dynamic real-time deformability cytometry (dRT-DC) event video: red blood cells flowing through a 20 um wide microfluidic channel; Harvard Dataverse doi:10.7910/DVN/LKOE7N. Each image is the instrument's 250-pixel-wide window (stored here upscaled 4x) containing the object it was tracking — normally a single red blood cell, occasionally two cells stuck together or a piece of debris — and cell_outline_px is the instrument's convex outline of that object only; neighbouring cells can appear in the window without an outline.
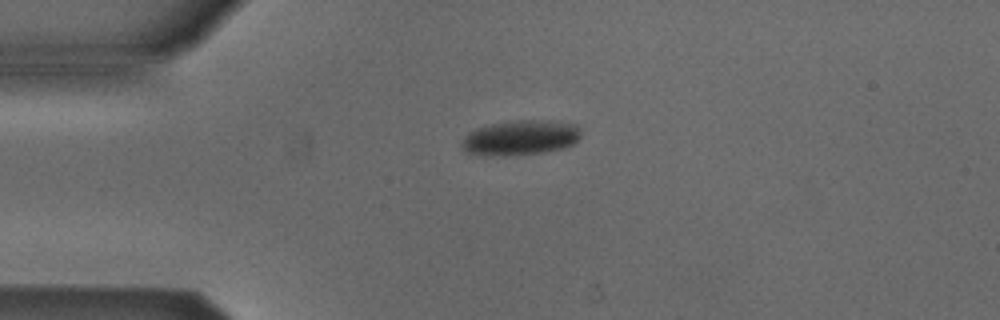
{"species": "Egyptian fruit bat (a non-hibernating species)", "species_latin": "Rousettus aegyptiacus", "temperature_condition": "cold", "stored_images_in_passage": 5, "camera_frame_rate_fps": 3000, "um_per_image_px": 0.085, "animal": {"sex": "male"}, "frame": {"image": 1, "passage_image": 1, "time_ms": 0.0, "image_size_px": [1000, 320], "cell_outline_px": [[580, 136], [572, 144], [564, 148], [540, 152], [504, 156], [468, 152], [460, 144], [464, 136], [468, 132], [476, 128], [492, 124], [516, 120], [540, 120], [576, 124], [580, 132]], "centroid_in_image_um": [44.23, 11.69], "position_along_channel_um": 40.8, "area_um2": 23.81}}
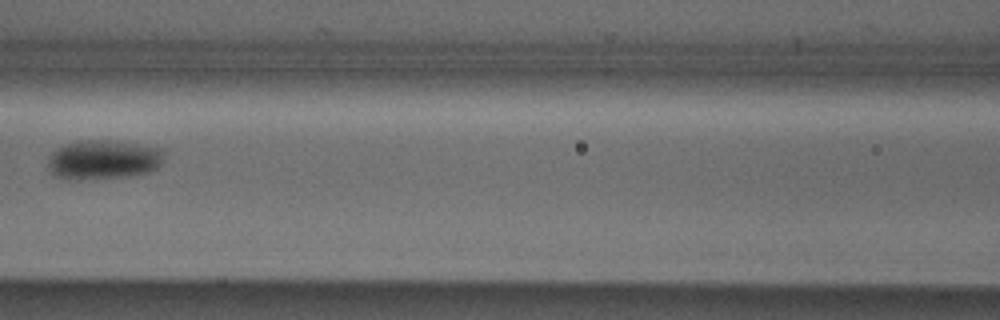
{"frame": {"image": 2, "passage_image": 4, "time_ms": 1.0, "image_size_px": [1000, 320], "cell_outline_px": [[164, 152], [160, 164], [156, 168], [148, 172], [128, 176], [76, 180], [68, 180], [56, 176], [48, 168], [48, 160], [52, 152], [56, 148], [64, 144], [80, 140], [108, 140], [136, 144], [160, 148]], "centroid_in_image_um": [8.73, 13.57], "position_along_channel_um": 157.9, "area_um2": 26.59}}
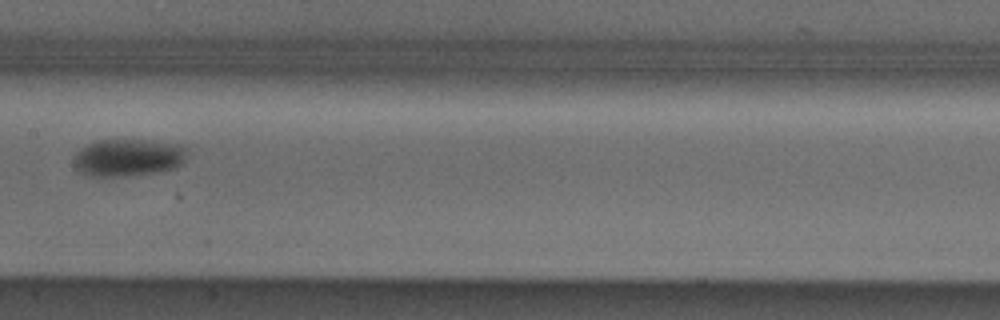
{"frame": {"image": 3, "passage_image": 5, "time_ms": 1.333, "image_size_px": [1000, 320], "cell_outline_px": [[188, 148], [184, 164], [176, 168], [156, 172], [128, 176], [88, 176], [76, 172], [76, 152], [80, 148], [88, 144], [100, 140], [152, 140], [184, 144]], "centroid_in_image_um": [10.96, 13.39], "position_along_channel_um": 196.4, "area_um2": 25.09}}